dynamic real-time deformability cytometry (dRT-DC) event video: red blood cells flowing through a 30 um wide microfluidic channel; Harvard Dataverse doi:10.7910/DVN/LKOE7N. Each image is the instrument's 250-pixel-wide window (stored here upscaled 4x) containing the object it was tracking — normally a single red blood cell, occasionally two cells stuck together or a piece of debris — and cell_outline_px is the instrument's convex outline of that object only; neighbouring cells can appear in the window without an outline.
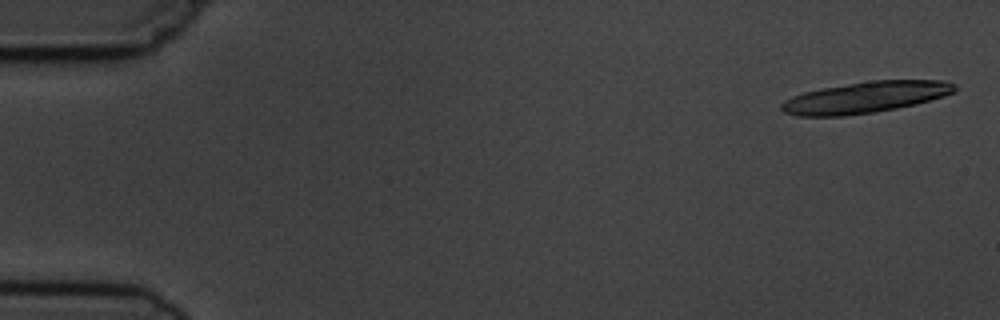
{"species": "common noctule bat (a hibernating species)", "species_latin": "Nyctalus noctula", "temperature_condition": "cold", "stored_images_in_passage": 8, "camera_frame_rate_fps": 3000, "um_per_image_px": 0.085, "animal": {"sex": "male", "body_mass_g": 19.5, "forearm_length_mm": 54.6}, "frame": {"image": 1, "passage_image": 1, "time_ms": 0.0, "image_size_px": [1000, 320], "cell_outline_px": [[956, 92], [944, 96], [916, 104], [876, 112], [844, 116], [796, 116], [784, 112], [780, 108], [780, 104], [784, 100], [792, 96], [804, 92], [824, 88], [872, 80], [944, 80], [956, 84]], "centroid_in_image_um": [73.57, 8.28], "position_along_channel_um": 11.4, "area_um2": 31.62}}
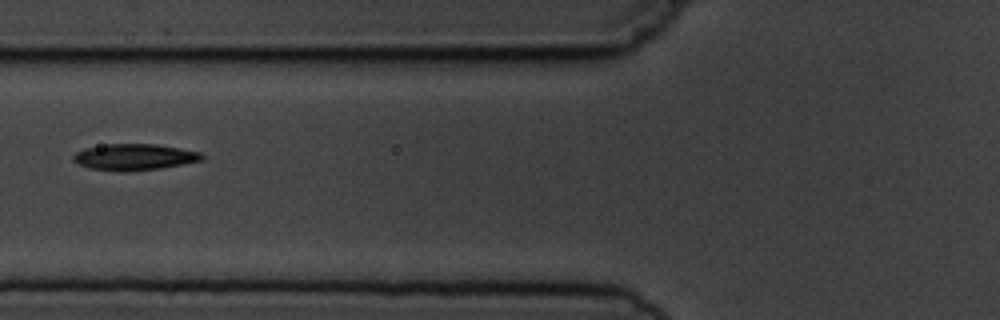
{"frame": {"image": 2, "passage_image": 7, "time_ms": 6.667, "image_size_px": [1000, 320], "cell_outline_px": [[204, 160], [160, 168], [124, 172], [88, 168], [72, 160], [72, 156], [76, 152], [84, 148], [108, 144], [156, 144], [180, 148], [200, 152], [204, 156]], "centroid_in_image_um": [11.41, 13.35], "position_along_channel_um": 114.4, "area_um2": 19.71}}
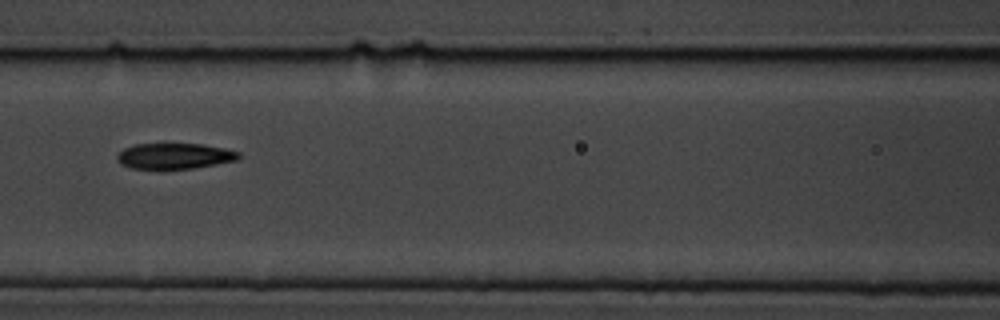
{"frame": {"image": 3, "passage_image": 8, "time_ms": 7.667, "image_size_px": [1000, 320], "cell_outline_px": [[240, 156], [236, 160], [216, 164], [192, 168], [132, 168], [120, 164], [116, 156], [124, 148], [136, 144], [204, 144], [224, 148], [240, 152]], "centroid_in_image_um": [14.84, 13.25], "position_along_channel_um": 151.8, "area_um2": 17.98}}